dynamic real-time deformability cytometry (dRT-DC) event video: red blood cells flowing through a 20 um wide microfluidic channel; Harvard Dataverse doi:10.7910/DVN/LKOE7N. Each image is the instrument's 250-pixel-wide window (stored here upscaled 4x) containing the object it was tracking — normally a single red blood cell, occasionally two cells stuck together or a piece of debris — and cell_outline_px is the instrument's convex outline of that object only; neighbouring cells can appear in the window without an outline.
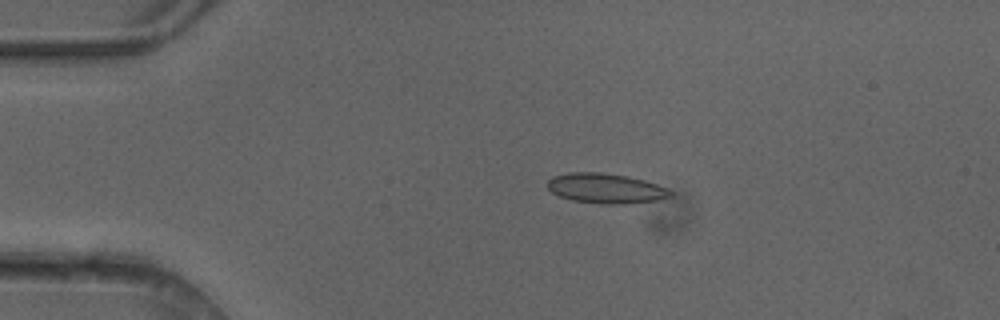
{"species": "common noctule bat (a hibernating species)", "species_latin": "Nyctalus noctula", "temperature_condition": "cold", "stored_images_in_passage": 4, "camera_frame_rate_fps": 3000, "um_per_image_px": 0.085, "animal": {"sex": "female"}, "frame": {"image": 1, "passage_image": 3, "time_ms": 0.667, "image_size_px": [1000, 320], "cell_outline_px": [[672, 196], [660, 200], [624, 204], [600, 204], [572, 200], [560, 196], [552, 192], [548, 188], [548, 180], [552, 176], [568, 172], [600, 172], [628, 176], [644, 180], [668, 188], [672, 192]], "centroid_in_image_um": [51.5, 16.01], "position_along_channel_um": 33.5, "area_um2": 21.62}}